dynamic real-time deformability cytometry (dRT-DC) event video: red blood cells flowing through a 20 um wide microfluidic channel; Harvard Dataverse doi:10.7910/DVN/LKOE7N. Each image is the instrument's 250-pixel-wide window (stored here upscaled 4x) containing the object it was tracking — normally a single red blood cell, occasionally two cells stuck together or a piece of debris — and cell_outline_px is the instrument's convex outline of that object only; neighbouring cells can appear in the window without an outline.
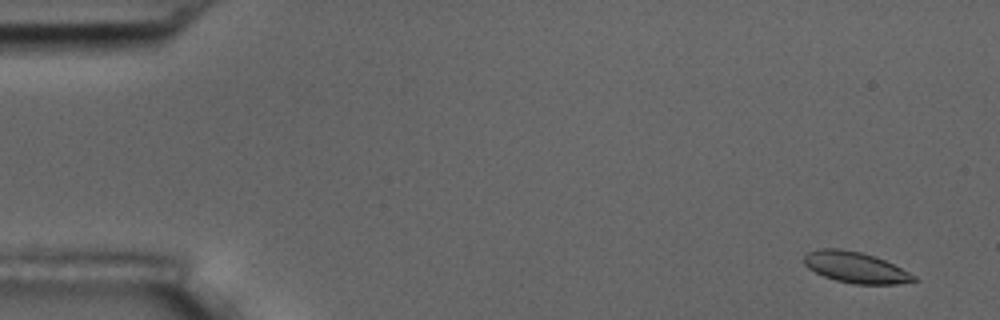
{"species": "common noctule bat (a hibernating species)", "species_latin": "Nyctalus noctula", "temperature_condition": "room temperature", "stored_images_in_passage": 58, "camera_frame_rate_fps": 3000, "um_per_image_px": 0.085, "animal": {"sex": "male", "body_mass_g": 17.5, "forearm_length_mm": 52.3}, "frame": {"image": 1, "passage_image": 4, "time_ms": 1.0, "image_size_px": [1000, 320], "cell_outline_px": [[920, 280], [896, 284], [852, 284], [836, 280], [824, 276], [808, 268], [804, 264], [804, 256], [808, 252], [820, 248], [840, 248], [860, 252], [876, 256], [916, 276]], "centroid_in_image_um": [72.71, 22.73], "position_along_channel_um": 12.3, "area_um2": 19.77}}
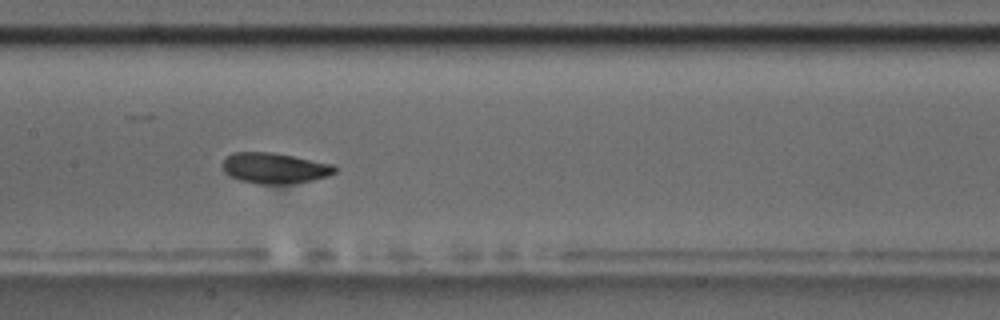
{"frame": {"image": 2, "passage_image": 29, "time_ms": 9.333, "image_size_px": [1000, 320], "cell_outline_px": [[340, 168], [336, 172], [328, 176], [312, 180], [288, 184], [256, 184], [240, 180], [228, 176], [224, 172], [220, 164], [232, 152], [272, 152], [336, 164]], "centroid_in_image_um": [23.36, 14.29], "position_along_channel_um": 184.0, "area_um2": 20.52}}
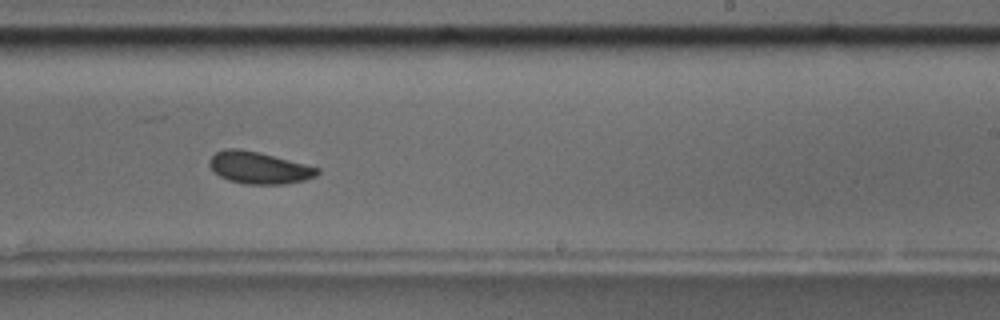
{"frame": {"image": 3, "passage_image": 36, "time_ms": 11.667, "image_size_px": [1000, 320], "cell_outline_px": [[320, 172], [316, 176], [304, 180], [284, 184], [244, 184], [228, 180], [220, 176], [208, 164], [208, 160], [216, 152], [224, 148], [236, 148], [260, 152], [320, 168]], "centroid_in_image_um": [22.01, 14.25], "position_along_channel_um": 267.0, "area_um2": 20.11}, "authors_computed_cell_mechanics": {"area_um2": 20.1722, "velocity_mm_per_s": 3.5601, "shape_relaxation_time_tau1_ms": 7.9521, "shape_relaxation_time_tau2_ms": 6.6273, "deformation_change_tau1": 0.1567, "deformation_change_tau2": 0.0976}}